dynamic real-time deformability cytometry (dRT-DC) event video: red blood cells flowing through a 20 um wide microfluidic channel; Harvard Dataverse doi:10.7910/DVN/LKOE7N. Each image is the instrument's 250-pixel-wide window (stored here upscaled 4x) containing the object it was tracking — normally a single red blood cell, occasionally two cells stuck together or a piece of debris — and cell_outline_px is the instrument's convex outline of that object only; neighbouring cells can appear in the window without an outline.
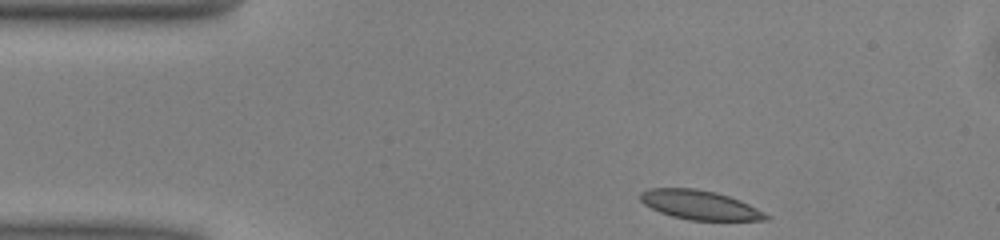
{"species": "common noctule bat (a hibernating species)", "species_latin": "Nyctalus noctula", "temperature_condition": "warm", "stored_images_in_passage": 43, "camera_frame_rate_fps": 3000, "um_per_image_px": 0.085, "animal": {"sex": "male", "body_mass_g": 13.0, "forearm_length_mm": 53.1}, "frame": {"image": 1, "passage_image": 1, "time_ms": 0.0, "image_size_px": [1000, 240], "cell_outline_px": [[772, 216], [768, 220], [688, 220], [672, 216], [660, 212], [644, 204], [640, 200], [640, 192], [648, 188], [696, 188], [716, 192], [740, 200]], "centroid_in_image_um": [59.48, 17.42], "position_along_channel_um": 25.5, "area_um2": 21.39}}
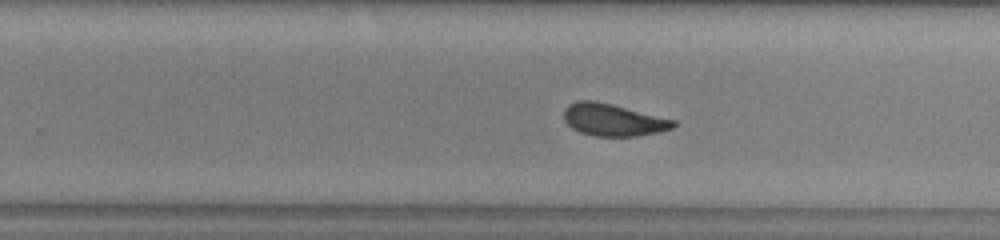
{"frame": {"image": 2, "passage_image": 24, "time_ms": 7.667, "image_size_px": [1000, 240], "cell_outline_px": [[676, 124], [672, 128], [660, 132], [636, 136], [596, 136], [580, 132], [572, 128], [564, 120], [564, 108], [568, 104], [576, 100], [596, 100], [676, 120]], "centroid_in_image_um": [52.1, 10.18], "position_along_channel_um": 277.7, "area_um2": 20.63}}
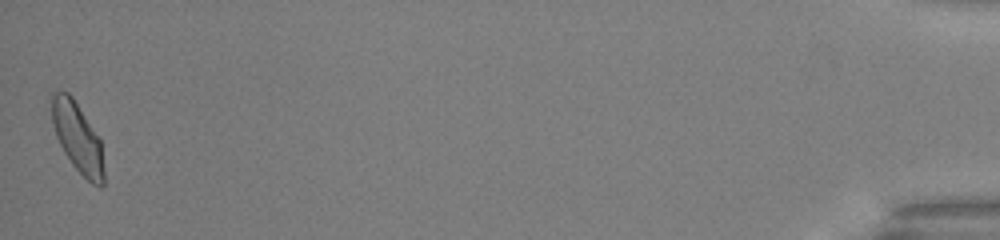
{"frame": {"image": 3, "passage_image": 43, "time_ms": 14.0, "image_size_px": [1000, 240], "cell_outline_px": [[104, 184], [100, 188], [92, 184], [72, 164], [64, 152], [56, 136], [52, 124], [48, 92], [68, 92], [72, 96], [100, 140], [104, 168]], "centroid_in_image_um": [6.55, 11.66], "position_along_channel_um": 428.7, "area_um2": 21.27}, "authors_computed_cell_mechanics": {"area_um2": 21.2126, "velocity_mm_per_s": 4.0444, "shape_relaxation_time_tau1_ms": 4.6349, "shape_relaxation_time_tau2_ms": 1.52, "deformation_change_tau1": 0.122, "deformation_change_tau2": 0.0419}}